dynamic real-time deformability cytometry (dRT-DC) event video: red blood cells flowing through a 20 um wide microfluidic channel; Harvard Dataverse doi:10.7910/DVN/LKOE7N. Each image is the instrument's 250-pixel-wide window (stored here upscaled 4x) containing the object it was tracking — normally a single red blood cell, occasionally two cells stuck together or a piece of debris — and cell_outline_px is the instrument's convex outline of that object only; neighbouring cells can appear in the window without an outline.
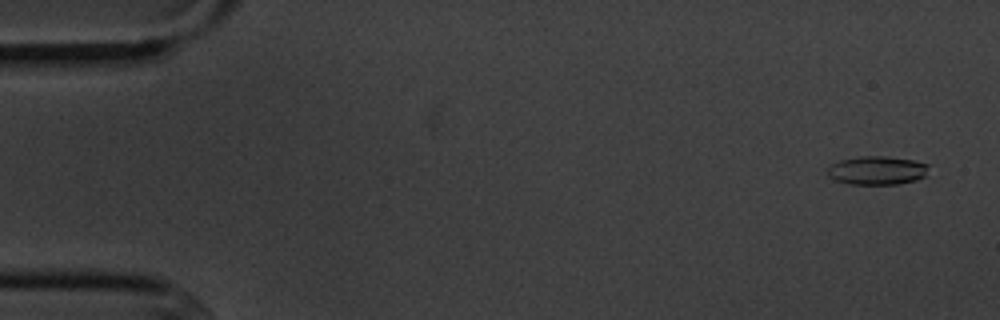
{"species": "common noctule bat (a hibernating species)", "species_latin": "Nyctalus noctula", "temperature_condition": "cold", "stored_images_in_passage": 6, "camera_frame_rate_fps": 3000, "um_per_image_px": 0.085, "animal": {"sex": "male", "body_mass_g": 20.1, "forearm_length_mm": 53.5}, "frame": {"image": 1, "passage_image": 1, "time_ms": 0.0, "image_size_px": [1000, 320], "cell_outline_px": [[928, 164], [924, 176], [916, 180], [896, 184], [848, 184], [836, 180], [828, 176], [828, 164], [840, 160], [860, 156], [888, 156], [912, 160]], "centroid_in_image_um": [74.49, 14.48], "position_along_channel_um": 10.5, "area_um2": 16.82}}
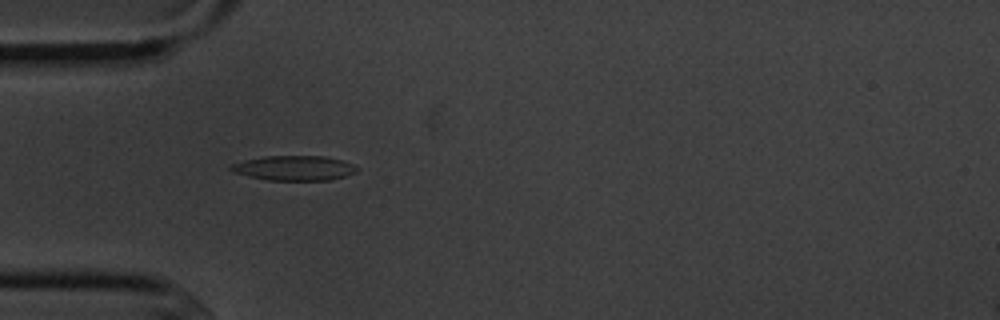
{"frame": {"image": 2, "passage_image": 5, "time_ms": 4.667, "image_size_px": [1000, 320], "cell_outline_px": [[360, 168], [356, 172], [332, 180], [268, 180], [248, 176], [232, 172], [228, 168], [232, 164], [244, 160], [264, 156], [324, 156], [344, 160], [356, 164]], "centroid_in_image_um": [25.05, 14.28], "position_along_channel_um": 60.0, "area_um2": 18.44}}
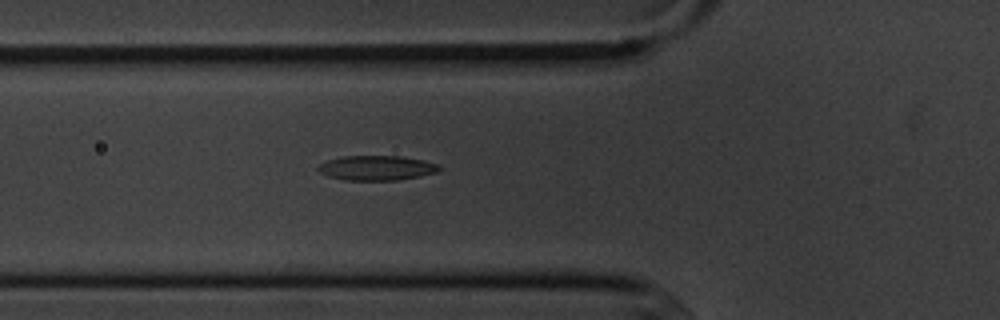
{"frame": {"image": 3, "passage_image": 6, "time_ms": 5.667, "image_size_px": [1000, 320], "cell_outline_px": [[440, 168], [436, 172], [420, 176], [396, 180], [344, 180], [328, 176], [320, 172], [316, 168], [320, 164], [328, 160], [344, 156], [400, 156], [424, 160], [440, 164]], "centroid_in_image_um": [32.02, 14.27], "position_along_channel_um": 93.8, "area_um2": 17.4}}